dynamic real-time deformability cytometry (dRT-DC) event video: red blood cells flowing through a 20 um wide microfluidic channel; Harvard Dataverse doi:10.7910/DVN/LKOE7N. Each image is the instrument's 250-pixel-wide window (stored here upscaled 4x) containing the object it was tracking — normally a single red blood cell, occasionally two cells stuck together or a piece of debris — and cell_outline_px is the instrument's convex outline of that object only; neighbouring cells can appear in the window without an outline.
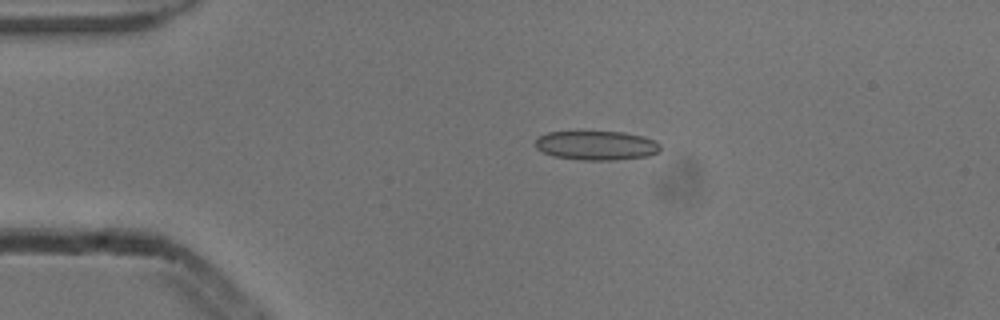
{"species": "common noctule bat (a hibernating species)", "species_latin": "Nyctalus noctula", "temperature_condition": "cold", "stored_images_in_passage": 4, "camera_frame_rate_fps": 3000, "um_per_image_px": 0.085, "animal": {"sex": "male", "body_mass_g": 13.3}, "frame": {"image": 1, "passage_image": 3, "time_ms": 0.667, "image_size_px": [1000, 320], "cell_outline_px": [[660, 152], [648, 156], [612, 160], [580, 160], [552, 156], [536, 148], [536, 140], [540, 136], [548, 132], [624, 132], [644, 136], [656, 140], [660, 144]], "centroid_in_image_um": [50.74, 12.37], "position_along_channel_um": 34.3, "area_um2": 21.33}}